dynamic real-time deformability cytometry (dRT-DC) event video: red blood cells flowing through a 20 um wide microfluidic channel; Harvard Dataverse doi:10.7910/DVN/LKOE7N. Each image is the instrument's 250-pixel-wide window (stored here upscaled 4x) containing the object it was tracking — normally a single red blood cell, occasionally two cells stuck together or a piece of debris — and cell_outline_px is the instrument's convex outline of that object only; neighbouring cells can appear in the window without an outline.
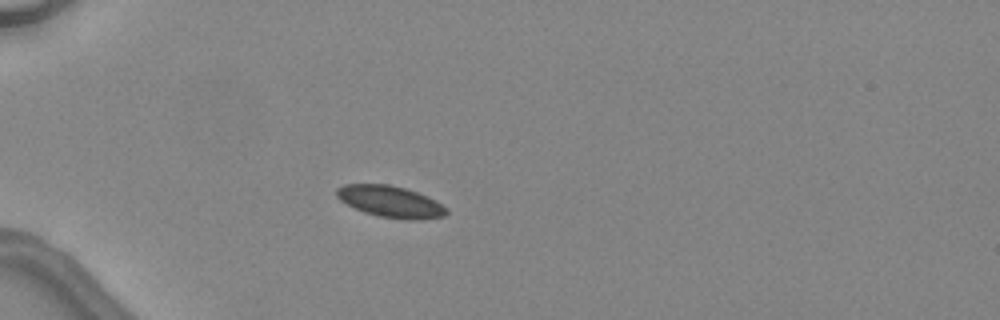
{"species": "common noctule bat (a hibernating species)", "species_latin": "Nyctalus noctula", "temperature_condition": "warm", "stored_images_in_passage": 1, "camera_frame_rate_fps": 3000, "um_per_image_px": 0.085, "animal": {"sex": "female", "body_mass_g": 24.6, "forearm_length_mm": 56.2}, "frame": {"image": 1, "passage_image": 1, "time_ms": 0.0, "image_size_px": [1000, 320], "cell_outline_px": [[448, 212], [444, 216], [420, 220], [404, 220], [380, 216], [364, 212], [340, 200], [336, 196], [336, 188], [344, 184], [388, 184], [404, 188], [428, 196], [436, 200], [448, 208]], "centroid_in_image_um": [33.22, 17.14], "position_along_channel_um": 51.8, "area_um2": 20.23}}